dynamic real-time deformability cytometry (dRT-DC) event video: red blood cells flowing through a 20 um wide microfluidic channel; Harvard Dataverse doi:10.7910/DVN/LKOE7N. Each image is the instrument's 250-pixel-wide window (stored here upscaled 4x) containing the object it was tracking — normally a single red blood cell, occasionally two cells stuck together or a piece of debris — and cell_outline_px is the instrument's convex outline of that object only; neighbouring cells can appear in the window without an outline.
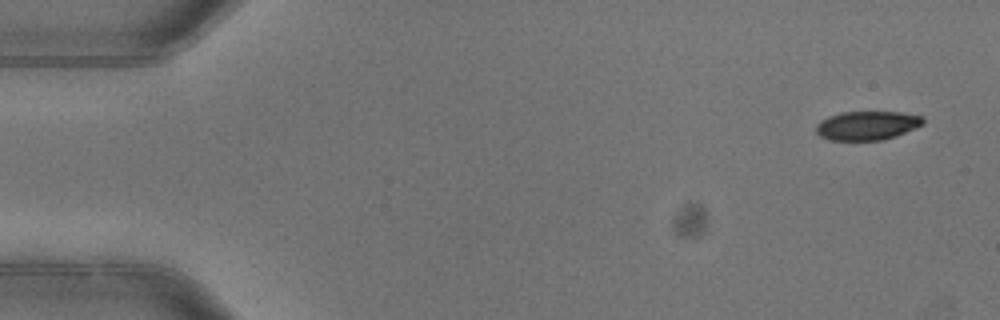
{"species": "common noctule bat (a hibernating species)", "species_latin": "Nyctalus noctula", "temperature_condition": "warm", "stored_images_in_passage": 4, "camera_frame_rate_fps": 3000, "um_per_image_px": 0.085, "animal": {"sex": "female"}, "frame": {"image": 1, "passage_image": 1, "time_ms": 0.0, "image_size_px": [1000, 320], "cell_outline_px": [[924, 124], [896, 136], [880, 140], [828, 140], [820, 136], [816, 132], [816, 124], [820, 120], [828, 116], [840, 112], [900, 112], [924, 116]], "centroid_in_image_um": [73.69, 10.66], "position_along_channel_um": 11.3, "area_um2": 18.15}}
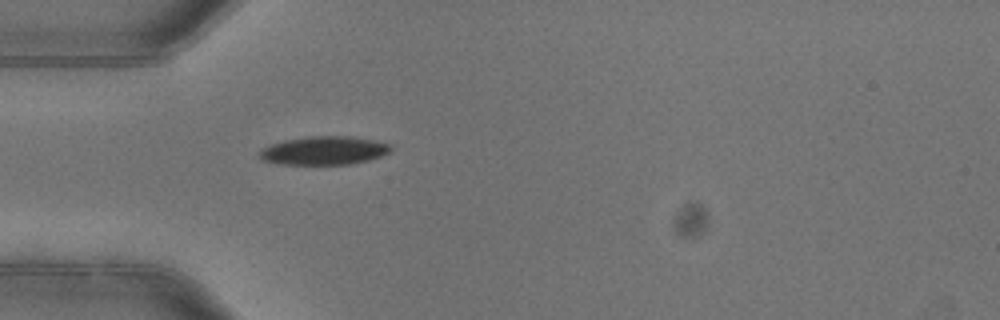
{"frame": {"image": 2, "passage_image": 4, "time_ms": 1.0, "image_size_px": [1000, 320], "cell_outline_px": [[392, 148], [388, 152], [380, 156], [368, 160], [352, 164], [284, 164], [260, 160], [256, 156], [260, 148], [284, 140], [308, 136], [348, 136], [372, 140], [388, 144]], "centroid_in_image_um": [27.45, 12.8], "position_along_channel_um": 57.5, "area_um2": 21.73}}